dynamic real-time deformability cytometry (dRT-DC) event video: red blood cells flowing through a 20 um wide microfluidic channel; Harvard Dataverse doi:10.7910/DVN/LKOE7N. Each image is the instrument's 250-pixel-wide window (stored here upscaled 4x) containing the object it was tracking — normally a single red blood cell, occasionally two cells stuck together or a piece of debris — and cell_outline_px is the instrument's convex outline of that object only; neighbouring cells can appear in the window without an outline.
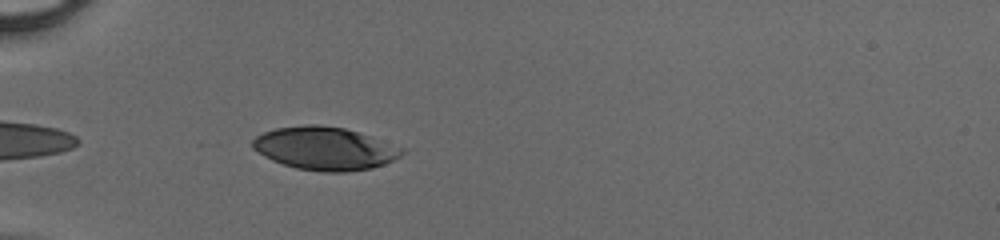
{"species": "human", "species_latin": "Homo sapiens", "temperature_condition": "cold", "stored_images_in_passage": 34, "camera_frame_rate_fps": 3000, "um_per_image_px": 0.085, "donor": {"sex": "male"}, "frame": {"image": 1, "passage_image": 2, "time_ms": 0.333, "image_size_px": [1000, 240], "cell_outline_px": [[404, 152], [400, 156], [384, 164], [372, 168], [348, 172], [324, 172], [296, 168], [272, 160], [264, 156], [252, 148], [252, 140], [256, 136], [264, 132], [276, 128], [304, 124], [316, 124], [344, 128], [404, 148]], "centroid_in_image_um": [27.58, 12.62], "position_along_channel_um": 57.4, "area_um2": 37.22}}
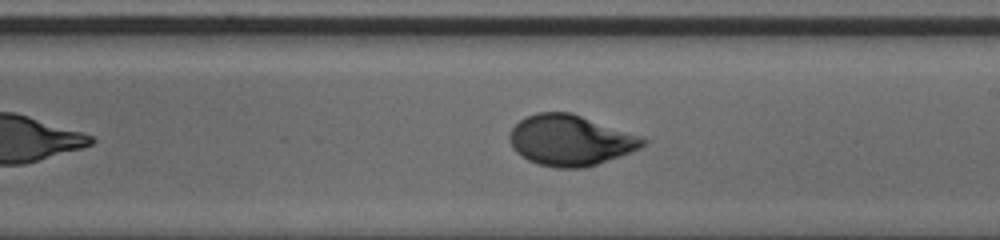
{"frame": {"image": 2, "passage_image": 16, "time_ms": 5.0, "image_size_px": [1000, 240], "cell_outline_px": [[648, 144], [640, 148], [620, 156], [584, 168], [556, 168], [536, 164], [528, 160], [516, 152], [512, 148], [508, 140], [508, 136], [512, 128], [520, 120], [536, 112], [572, 112], [644, 136], [648, 140]], "centroid_in_image_um": [48.5, 11.92], "position_along_channel_um": 240.5, "area_um2": 39.88}}
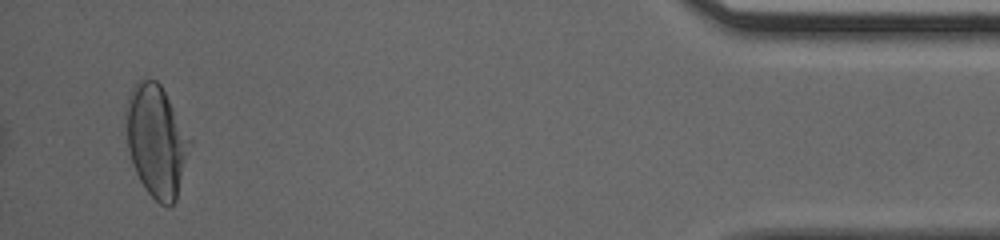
{"frame": {"image": 3, "passage_image": 33, "time_ms": 10.667, "image_size_px": [1000, 240], "cell_outline_px": [[192, 140], [176, 200], [172, 204], [160, 204], [144, 188], [132, 164], [128, 148], [124, 116], [124, 108], [128, 96], [136, 80], [144, 76], [156, 80], [160, 84]], "centroid_in_image_um": [13.25, 11.9], "position_along_channel_um": 421.9, "area_um2": 41.85}}